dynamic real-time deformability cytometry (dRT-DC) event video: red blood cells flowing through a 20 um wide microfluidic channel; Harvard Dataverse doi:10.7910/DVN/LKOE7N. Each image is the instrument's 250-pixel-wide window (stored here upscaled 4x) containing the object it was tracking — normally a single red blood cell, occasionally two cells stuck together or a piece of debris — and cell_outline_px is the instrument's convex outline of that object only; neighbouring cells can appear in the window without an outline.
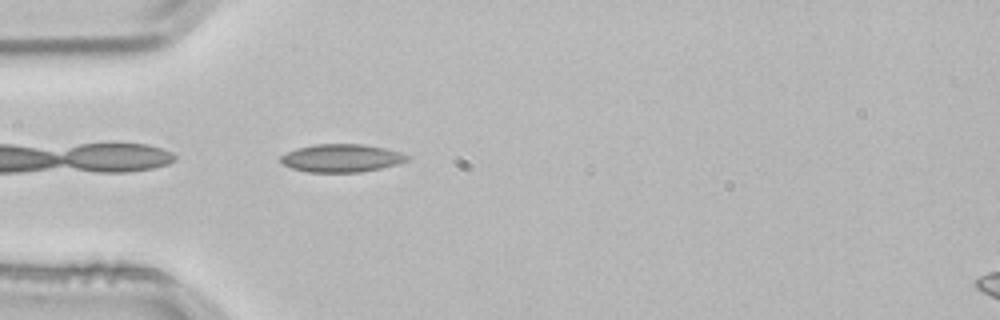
{"species": "common noctule bat (a hibernating species)", "species_latin": "Nyctalus noctula", "temperature_condition": "room temperature", "stored_images_in_passage": 3, "camera_frame_rate_fps": 3000, "um_per_image_px": 0.085, "animal": {"sex": "male", "body_mass_g": 21.5, "forearm_length_mm": 52.0}, "frame": {"image": 1, "passage_image": 3, "time_ms": 0.667, "image_size_px": [1000, 320], "cell_outline_px": [[412, 156], [408, 160], [396, 164], [380, 168], [360, 172], [308, 172], [292, 168], [284, 164], [280, 160], [280, 156], [296, 148], [316, 144], [364, 144], [384, 148], [400, 152]], "centroid_in_image_um": [29.04, 13.43], "position_along_channel_um": 56.0, "area_um2": 20.52}}